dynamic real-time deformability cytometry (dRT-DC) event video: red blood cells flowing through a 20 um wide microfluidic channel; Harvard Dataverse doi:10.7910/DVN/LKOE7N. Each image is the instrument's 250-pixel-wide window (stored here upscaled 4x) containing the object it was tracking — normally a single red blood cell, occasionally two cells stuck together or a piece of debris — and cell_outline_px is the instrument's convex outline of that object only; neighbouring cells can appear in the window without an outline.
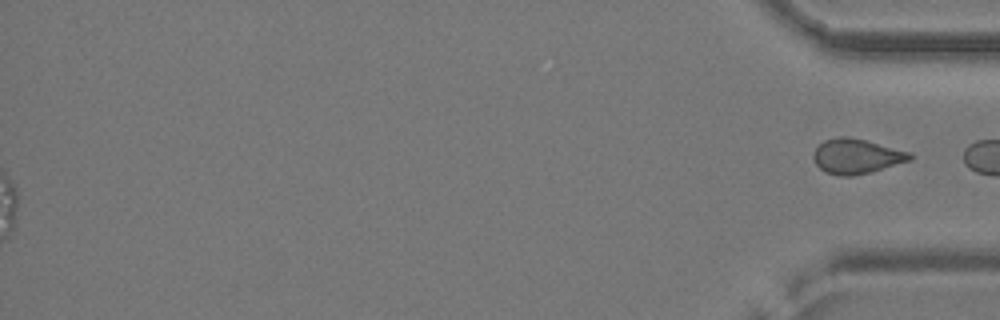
{"species": "common noctule bat (a hibernating species)", "species_latin": "Nyctalus noctula", "temperature_condition": "cold", "stored_images_in_passage": 46, "segment_of_instrument_passage": [2, 2], "camera_frame_rate_fps": 3000, "um_per_image_px": 0.085, "animal": {"sex": "female", "body_mass_g": 24.6, "forearm_length_mm": 56.2}, "frame": {"image": 1, "passage_image": 46, "time_ms": 15.0, "image_size_px": [1000, 320], "cell_outline_px": [[916, 156], [912, 160], [872, 172], [852, 176], [840, 176], [824, 172], [816, 164], [812, 156], [816, 148], [824, 140], [840, 136], [844, 136], [864, 140], [912, 152]], "centroid_in_image_um": [72.84, 13.3], "position_along_channel_um": 362.4, "area_um2": 19.77}}